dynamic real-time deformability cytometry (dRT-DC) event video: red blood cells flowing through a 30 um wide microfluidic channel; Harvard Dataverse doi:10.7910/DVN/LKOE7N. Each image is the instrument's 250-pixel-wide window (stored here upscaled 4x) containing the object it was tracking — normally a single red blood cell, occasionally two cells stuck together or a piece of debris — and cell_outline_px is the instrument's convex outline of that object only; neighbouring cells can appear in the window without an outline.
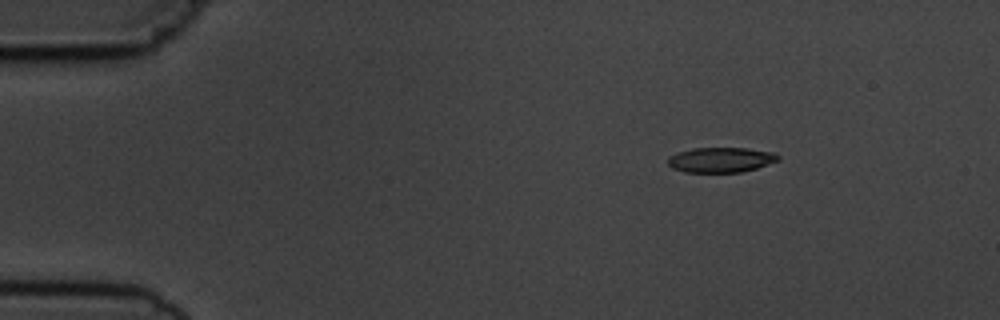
{"species": "common noctule bat (a hibernating species)", "species_latin": "Nyctalus noctula", "temperature_condition": "cold", "stored_images_in_passage": 3, "camera_frame_rate_fps": 3000, "um_per_image_px": 0.085, "animal": {"sex": "male", "body_mass_g": 19.5, "forearm_length_mm": 54.6}, "frame": {"image": 1, "passage_image": 1, "time_ms": 0.0, "image_size_px": [1000, 320], "cell_outline_px": [[780, 160], [756, 168], [740, 172], [684, 172], [672, 168], [668, 164], [668, 156], [676, 152], [692, 148], [748, 148], [772, 152], [780, 156]], "centroid_in_image_um": [61.24, 13.58], "position_along_channel_um": 23.8, "area_um2": 16.18}}